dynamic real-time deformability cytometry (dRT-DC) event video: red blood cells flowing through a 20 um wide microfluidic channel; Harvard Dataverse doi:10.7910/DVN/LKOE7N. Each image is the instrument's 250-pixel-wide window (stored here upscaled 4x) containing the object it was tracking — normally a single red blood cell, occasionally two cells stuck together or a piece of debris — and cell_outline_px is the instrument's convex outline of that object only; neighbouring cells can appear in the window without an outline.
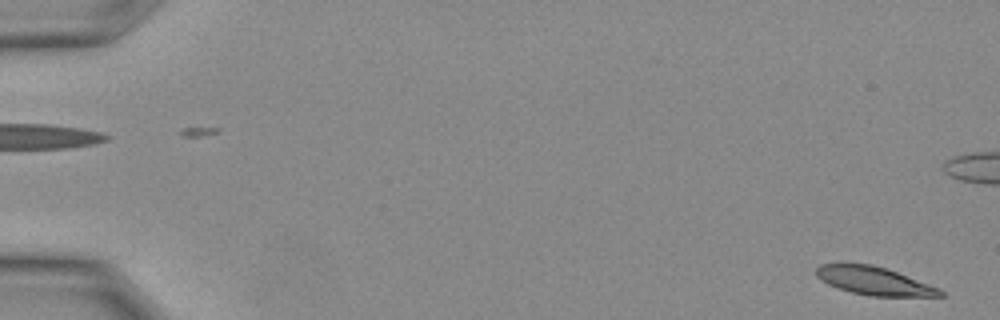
{"species": "Egyptian fruit bat (a non-hibernating species)", "species_latin": "Rousettus aegyptiacus", "temperature_condition": "warm", "stored_images_in_passage": 12, "camera_frame_rate_fps": 3000, "um_per_image_px": 0.085, "animal": {"sex": "female"}, "frame": {"image": 1, "passage_image": 1, "time_ms": 0.0, "image_size_px": [1000, 320], "cell_outline_px": [[944, 296], [872, 296], [852, 292], [836, 288], [828, 284], [816, 276], [816, 268], [820, 264], [872, 264], [896, 272], [940, 288], [944, 292]], "centroid_in_image_um": [74.29, 23.88], "position_along_channel_um": 10.7, "area_um2": 20.06}}
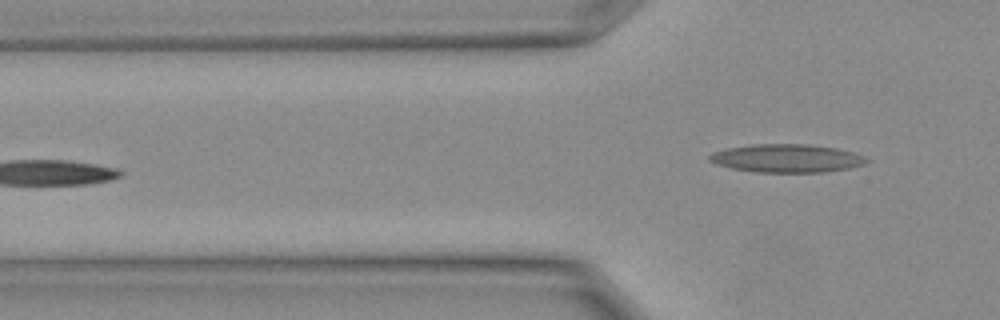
{"frame": {"image": 2, "passage_image": 12, "time_ms": 3.667, "image_size_px": [1000, 320], "cell_outline_px": [[868, 160], [864, 164], [848, 168], [820, 172], [756, 172], [732, 168], [716, 164], [708, 160], [708, 156], [712, 152], [728, 148], [752, 144], [808, 144], [836, 148], [852, 152]], "centroid_in_image_um": [66.8, 13.45], "position_along_channel_um": 59.0, "area_um2": 25.55}}